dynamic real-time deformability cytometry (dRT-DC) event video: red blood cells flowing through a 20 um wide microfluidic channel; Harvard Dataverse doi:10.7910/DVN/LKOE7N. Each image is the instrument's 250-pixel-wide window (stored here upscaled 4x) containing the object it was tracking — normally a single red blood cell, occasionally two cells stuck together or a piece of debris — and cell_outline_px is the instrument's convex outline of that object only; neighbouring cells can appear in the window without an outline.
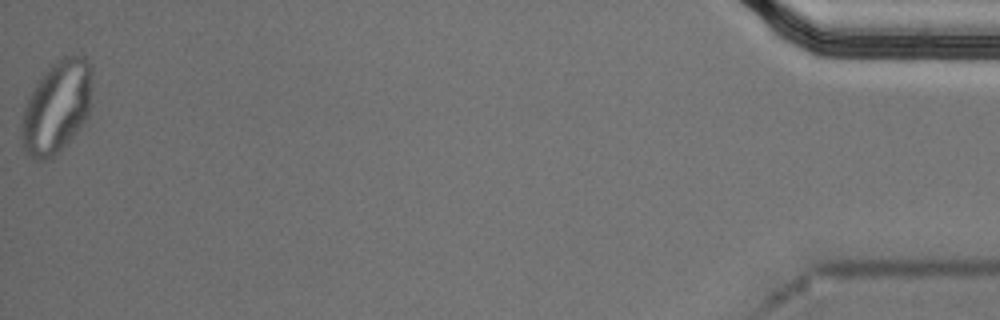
{"species": "Egyptian fruit bat (a non-hibernating species)", "species_latin": "Rousettus aegyptiacus", "temperature_condition": "cold", "stored_images_in_passage": 56, "segment_of_instrument_passage": [2, 2], "camera_frame_rate_fps": 3000, "um_per_image_px": 0.085, "animal": {"sex": "male"}, "frame": {"image": 1, "passage_image": 56, "time_ms": 18.333, "image_size_px": [1000, 320], "cell_outline_px": [[92, 80], [88, 116], [76, 132], [52, 156], [44, 160], [32, 160], [24, 152], [20, 136], [20, 128], [24, 108], [36, 84], [48, 68], [52, 64], [64, 56], [84, 56], [92, 64]], "centroid_in_image_um": [4.81, 9.1], "position_along_channel_um": 430.4, "area_um2": 37.74}}